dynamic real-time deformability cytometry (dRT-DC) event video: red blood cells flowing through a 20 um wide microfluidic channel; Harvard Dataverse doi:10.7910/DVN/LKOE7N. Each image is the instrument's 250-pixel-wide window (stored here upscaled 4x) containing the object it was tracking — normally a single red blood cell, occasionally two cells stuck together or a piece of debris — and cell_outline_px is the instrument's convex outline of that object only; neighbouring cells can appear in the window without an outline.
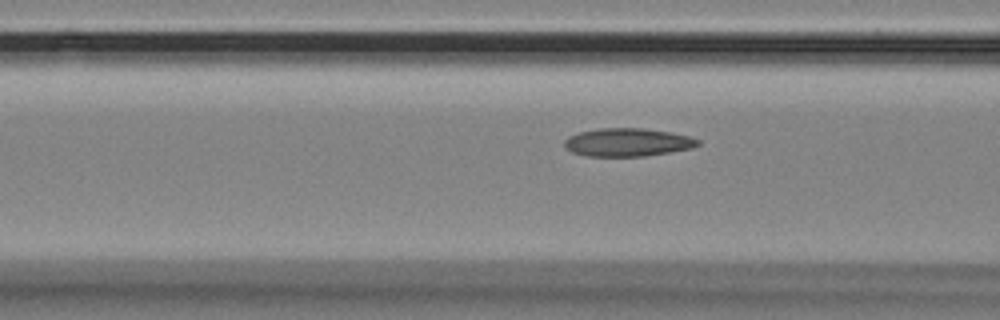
{"species": "Egyptian fruit bat (a non-hibernating species)", "species_latin": "Rousettus aegyptiacus", "temperature_condition": "room temperature", "stored_images_in_passage": 51, "camera_frame_rate_fps": 3000, "um_per_image_px": 0.085, "animal": {"sex": "female"}, "frame": {"image": 1, "passage_image": 16, "time_ms": 5.0, "image_size_px": [1000, 320], "cell_outline_px": [[700, 144], [692, 148], [644, 156], [588, 156], [572, 152], [564, 148], [564, 140], [568, 136], [580, 132], [600, 128], [644, 128], [672, 132], [688, 136], [700, 140]], "centroid_in_image_um": [53.33, 12.09], "position_along_channel_um": 113.3, "area_um2": 21.91}}
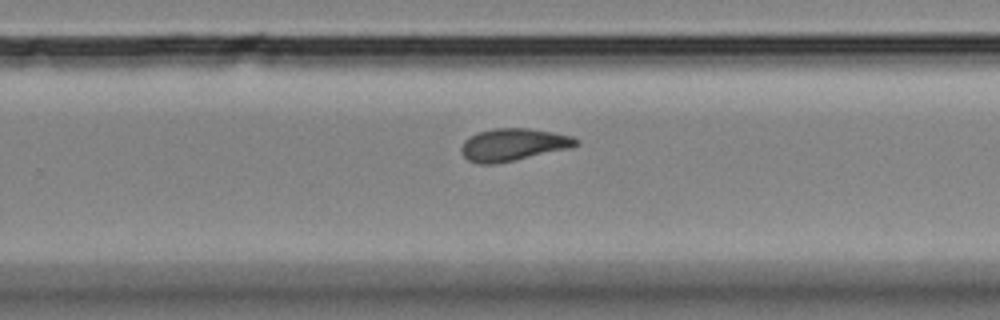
{"frame": {"image": 2, "passage_image": 31, "time_ms": 10.0, "image_size_px": [1000, 320], "cell_outline_px": [[580, 144], [572, 148], [516, 160], [496, 164], [480, 164], [468, 160], [460, 152], [460, 148], [464, 140], [468, 136], [476, 132], [492, 128], [528, 128], [552, 132], [572, 136], [580, 140]], "centroid_in_image_um": [43.62, 12.29], "position_along_channel_um": 286.2, "area_um2": 22.08}}
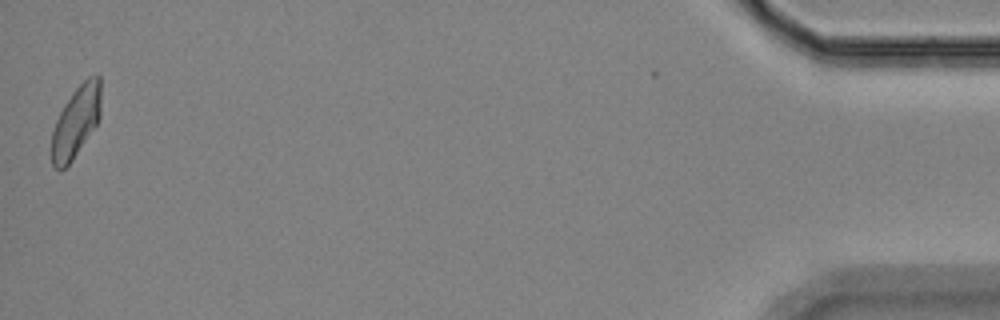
{"frame": {"image": 3, "passage_image": 51, "time_ms": 16.667, "image_size_px": [1000, 320], "cell_outline_px": [[100, 116], [96, 124], [72, 160], [60, 172], [52, 164], [52, 132], [56, 120], [64, 104], [72, 92], [88, 76], [100, 76]], "centroid_in_image_um": [6.45, 10.34], "position_along_channel_um": 428.8, "area_um2": 20.11}, "authors_computed_cell_mechanics": {"area_um2": 21.4438, "velocity_mm_per_s": 3.4584, "shape_relaxation_time_tau1_ms": null, "shape_relaxation_time_tau2_ms": 3.1451, "deformation_change_tau1": null, "deformation_change_tau2": 0.0949}}